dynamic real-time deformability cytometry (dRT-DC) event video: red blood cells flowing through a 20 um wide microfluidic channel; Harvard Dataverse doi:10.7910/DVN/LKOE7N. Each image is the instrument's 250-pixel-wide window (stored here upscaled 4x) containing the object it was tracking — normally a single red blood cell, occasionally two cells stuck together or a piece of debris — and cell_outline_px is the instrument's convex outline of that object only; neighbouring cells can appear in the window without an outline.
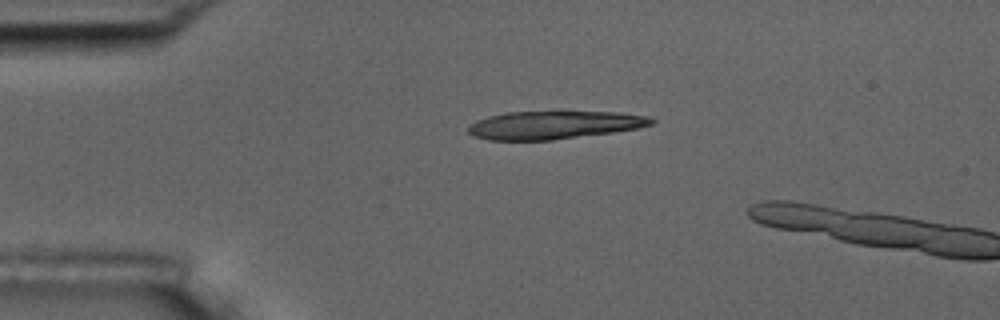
{"species": "common noctule bat (a hibernating species)", "species_latin": "Nyctalus noctula", "temperature_condition": "room temperature", "stored_images_in_passage": 2, "camera_frame_rate_fps": 3000, "um_per_image_px": 0.085, "animal": {"sex": "male", "body_mass_g": 17.5, "forearm_length_mm": 52.3}, "frame": {"image": 1, "passage_image": 1, "time_ms": 0.0, "image_size_px": [1000, 320], "cell_outline_px": [[656, 120], [652, 124], [640, 128], [612, 132], [552, 140], [488, 140], [476, 136], [468, 132], [468, 124], [476, 120], [488, 116], [504, 112], [556, 108], [620, 112], [652, 116]], "centroid_in_image_um": [47.14, 10.55], "position_along_channel_um": 37.9, "area_um2": 31.73}}